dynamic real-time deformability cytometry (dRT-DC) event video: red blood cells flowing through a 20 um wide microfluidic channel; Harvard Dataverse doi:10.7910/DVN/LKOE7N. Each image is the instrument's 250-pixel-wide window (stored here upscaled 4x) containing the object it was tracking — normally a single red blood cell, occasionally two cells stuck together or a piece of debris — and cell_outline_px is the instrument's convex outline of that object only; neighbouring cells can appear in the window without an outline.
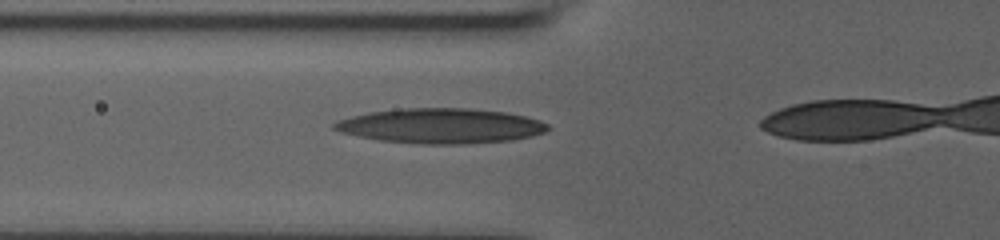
{"species": "human", "species_latin": "Homo sapiens", "temperature_condition": "room temperature", "stored_images_in_passage": 21, "camera_frame_rate_fps": 3000, "um_per_image_px": 0.085, "donor": {"sex": "male"}, "frame": {"image": 1, "passage_image": 7, "time_ms": 2.0, "image_size_px": [1000, 240], "cell_outline_px": [[552, 128], [544, 132], [532, 136], [512, 140], [468, 144], [420, 144], [380, 140], [340, 132], [332, 128], [332, 124], [336, 120], [368, 112], [396, 108], [468, 108], [504, 112], [524, 116], [540, 120], [548, 124]], "centroid_in_image_um": [37.46, 10.7], "position_along_channel_um": 88.3, "area_um2": 43.81}}
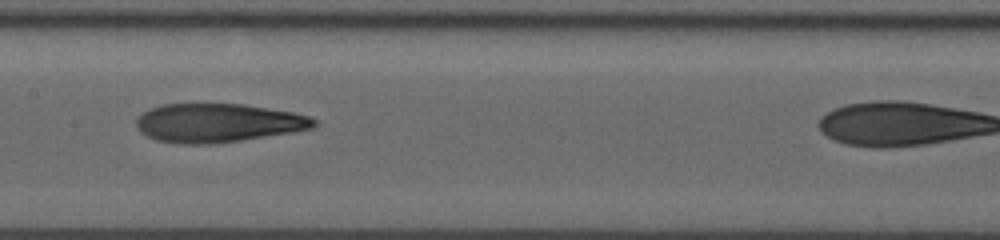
{"frame": {"image": 2, "passage_image": 14, "time_ms": 4.333, "image_size_px": [1000, 240], "cell_outline_px": [[316, 124], [312, 128], [292, 132], [240, 140], [212, 144], [180, 144], [156, 140], [140, 132], [136, 124], [136, 120], [144, 112], [152, 108], [164, 104], [244, 104], [292, 112], [308, 116], [316, 120]], "centroid_in_image_um": [18.51, 10.45], "position_along_channel_um": 188.9, "area_um2": 39.77}}
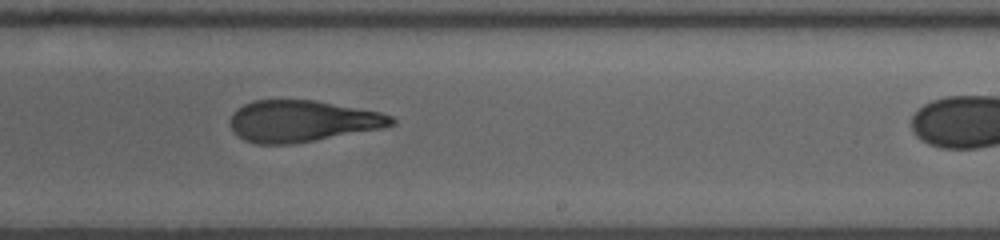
{"frame": {"image": 3, "passage_image": 19, "time_ms": 6.0, "image_size_px": [1000, 240], "cell_outline_px": [[396, 124], [384, 128], [292, 144], [256, 144], [244, 140], [236, 136], [232, 132], [232, 112], [236, 108], [252, 100], [316, 100], [380, 112], [392, 116], [396, 120]], "centroid_in_image_um": [25.68, 10.29], "position_along_channel_um": 263.3, "area_um2": 39.19}}